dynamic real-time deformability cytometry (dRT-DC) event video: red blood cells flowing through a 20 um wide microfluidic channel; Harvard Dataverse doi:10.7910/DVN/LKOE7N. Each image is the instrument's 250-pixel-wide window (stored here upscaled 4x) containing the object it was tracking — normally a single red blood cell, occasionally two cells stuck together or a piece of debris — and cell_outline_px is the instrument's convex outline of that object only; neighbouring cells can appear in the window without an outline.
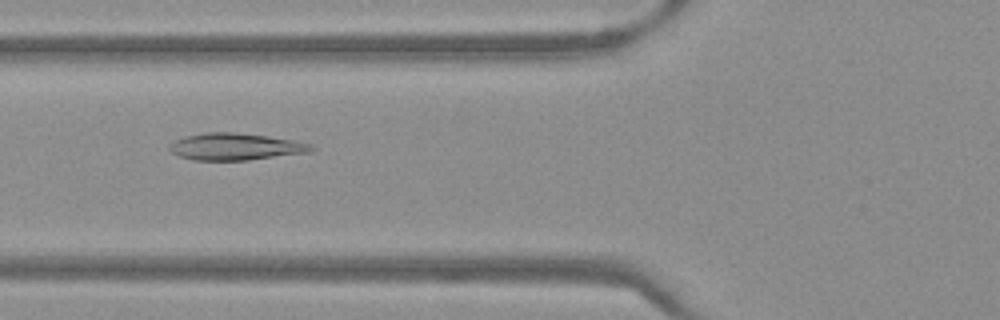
{"species": "Egyptian fruit bat (a non-hibernating species)", "species_latin": "Rousettus aegyptiacus", "temperature_condition": "warm", "stored_images_in_passage": 51, "camera_frame_rate_fps": 3000, "um_per_image_px": 0.085, "frame": {"image": 1, "passage_image": 20, "time_ms": 6.333, "image_size_px": [1000, 320], "cell_outline_px": [[316, 148], [312, 152], [248, 160], [192, 160], [180, 156], [172, 152], [168, 148], [168, 144], [184, 136], [204, 132], [236, 132], [268, 136], [292, 140], [312, 144]], "centroid_in_image_um": [20.02, 12.46], "position_along_channel_um": 105.8, "area_um2": 22.43}}
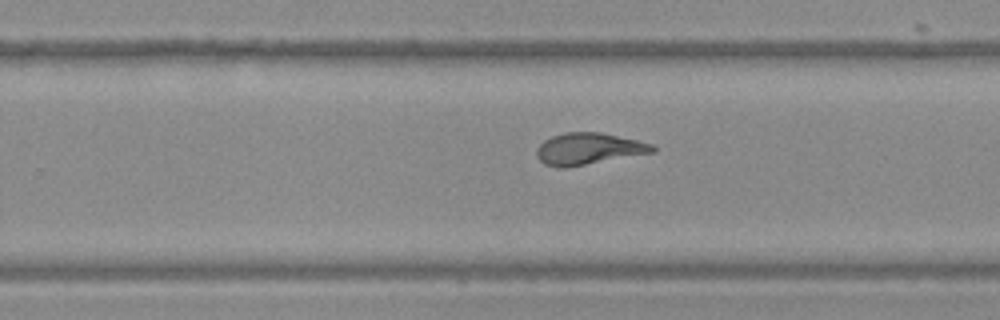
{"frame": {"image": 2, "passage_image": 33, "time_ms": 10.667, "image_size_px": [1000, 320], "cell_outline_px": [[656, 152], [564, 168], [560, 168], [544, 164], [536, 156], [536, 148], [544, 140], [552, 136], [564, 132], [600, 132], [636, 140], [652, 144], [656, 148]], "centroid_in_image_um": [50.0, 12.65], "position_along_channel_um": 279.8, "area_um2": 21.39}}
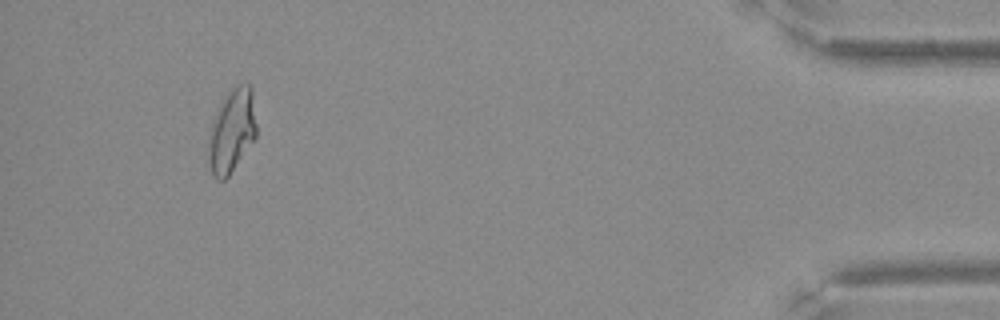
{"frame": {"image": 3, "passage_image": 48, "time_ms": 15.667, "image_size_px": [1000, 320], "cell_outline_px": [[256, 136], [228, 176], [224, 180], [216, 180], [212, 176], [208, 160], [208, 132], [212, 120], [224, 96], [232, 88], [240, 84], [252, 84], [256, 124]], "centroid_in_image_um": [19.68, 11.11], "position_along_channel_um": 415.5, "area_um2": 23.52}}